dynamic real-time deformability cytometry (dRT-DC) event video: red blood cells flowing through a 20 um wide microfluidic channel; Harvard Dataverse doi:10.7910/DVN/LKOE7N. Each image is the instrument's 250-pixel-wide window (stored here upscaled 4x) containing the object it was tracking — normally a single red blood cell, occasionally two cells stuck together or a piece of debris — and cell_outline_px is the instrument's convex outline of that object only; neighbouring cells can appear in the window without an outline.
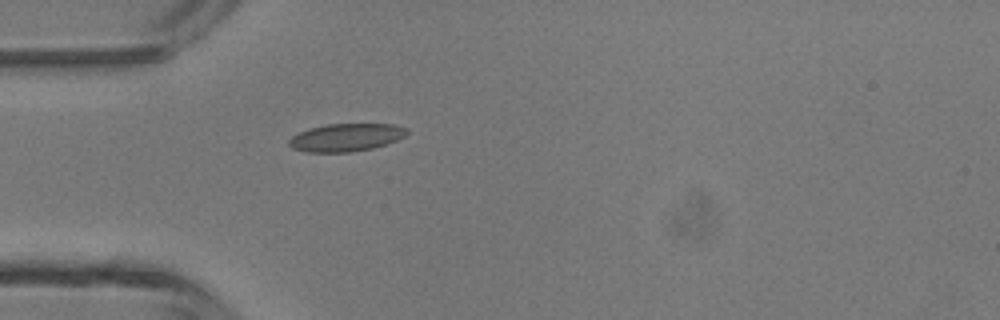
{"species": "common noctule bat (a hibernating species)", "species_latin": "Nyctalus noctula", "temperature_condition": "room temperature", "stored_images_in_passage": 34, "camera_frame_rate_fps": 3000, "um_per_image_px": 0.085, "animal": {"sex": "male", "body_mass_g": 13.3}, "frame": {"image": 1, "passage_image": 1, "time_ms": 0.0, "image_size_px": [1000, 320], "cell_outline_px": [[408, 132], [404, 136], [396, 140], [372, 148], [352, 152], [308, 152], [292, 148], [288, 144], [288, 140], [292, 136], [308, 128], [328, 124], [392, 124], [408, 128]], "centroid_in_image_um": [29.39, 11.68], "position_along_channel_um": 55.6, "area_um2": 19.02}}
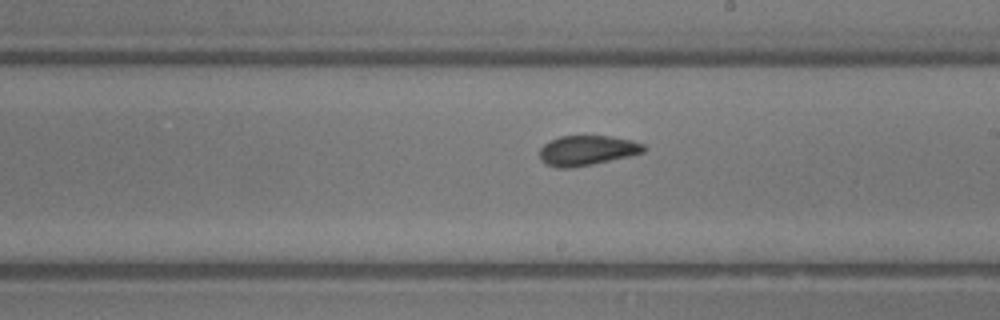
{"frame": {"image": 2, "passage_image": 14, "time_ms": 4.333, "image_size_px": [1000, 320], "cell_outline_px": [[648, 148], [644, 152], [628, 156], [592, 164], [568, 168], [556, 168], [544, 164], [540, 160], [540, 148], [544, 144], [560, 136], [608, 136], [632, 140], [644, 144]], "centroid_in_image_um": [49.89, 12.79], "position_along_channel_um": 239.1, "area_um2": 18.15}}
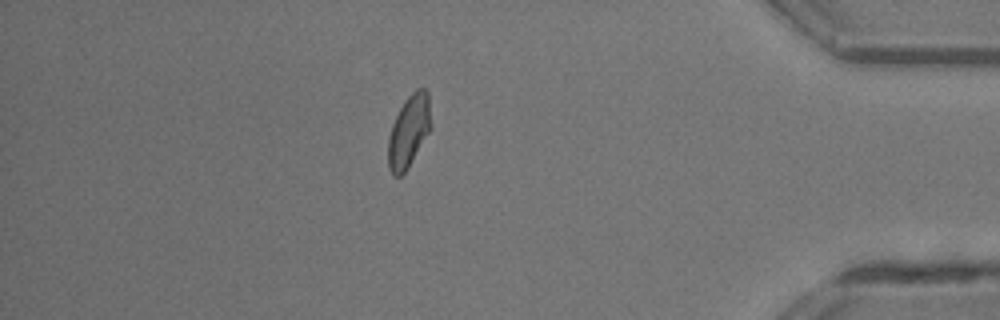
{"frame": {"image": 3, "passage_image": 28, "time_ms": 9.0, "image_size_px": [1000, 320], "cell_outline_px": [[432, 128], [404, 172], [400, 176], [396, 176], [388, 168], [388, 136], [392, 124], [404, 100], [416, 88], [424, 88], [428, 92], [432, 124]], "centroid_in_image_um": [34.76, 11.1], "position_along_channel_um": 400.4, "area_um2": 17.98}, "authors_computed_cell_mechanics": {"area_um2": 17.918, "velocity_mm_per_s": 4.3447, "shape_relaxation_time_tau1_ms": 3.2686, "shape_relaxation_time_tau2_ms": 0.994, "deformation_change_tau1": 0.1059, "deformation_change_tau2": 0.0759}}